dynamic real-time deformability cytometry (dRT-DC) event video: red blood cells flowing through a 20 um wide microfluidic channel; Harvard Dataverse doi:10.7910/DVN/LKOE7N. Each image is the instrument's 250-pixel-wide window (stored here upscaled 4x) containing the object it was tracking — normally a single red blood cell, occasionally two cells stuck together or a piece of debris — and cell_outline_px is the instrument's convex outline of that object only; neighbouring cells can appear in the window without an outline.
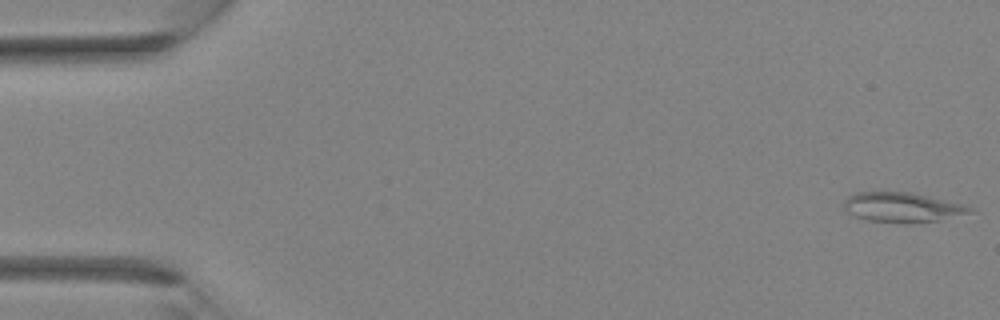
{"species": "Egyptian fruit bat (a non-hibernating species)", "species_latin": "Rousettus aegyptiacus", "temperature_condition": "room temperature", "stored_images_in_passage": 7, "camera_frame_rate_fps": 3000, "um_per_image_px": 0.085, "animal": {"sex": "female"}, "frame": {"image": 1, "passage_image": 1, "time_ms": 0.0, "image_size_px": [1000, 320], "cell_outline_px": [[976, 212], [936, 220], [912, 224], [904, 224], [868, 220], [856, 216], [848, 212], [844, 208], [844, 200], [848, 196], [856, 192], [912, 192], [960, 204], [972, 208]], "centroid_in_image_um": [76.67, 17.63], "position_along_channel_um": 8.3, "area_um2": 21.73}}